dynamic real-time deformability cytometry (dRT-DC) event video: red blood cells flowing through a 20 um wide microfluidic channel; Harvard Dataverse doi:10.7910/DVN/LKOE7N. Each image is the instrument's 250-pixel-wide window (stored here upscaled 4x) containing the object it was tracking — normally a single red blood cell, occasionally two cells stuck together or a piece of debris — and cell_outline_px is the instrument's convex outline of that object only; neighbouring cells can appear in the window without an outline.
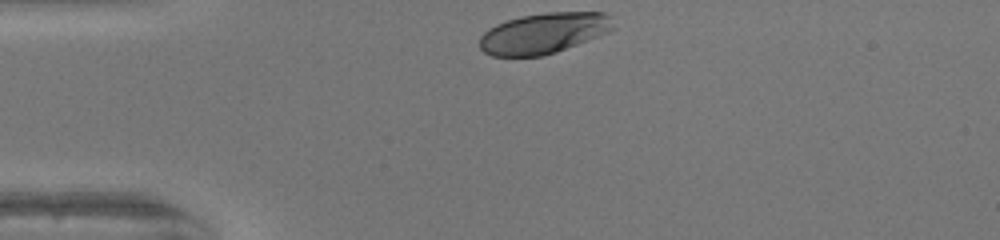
{"species": "human", "species_latin": "Homo sapiens", "temperature_condition": "warm", "stored_images_in_passage": 30, "camera_frame_rate_fps": 3000, "um_per_image_px": 0.085, "donor": {"sex": "female"}, "frame": {"image": 1, "passage_image": 1, "time_ms": 0.0, "image_size_px": [1000, 240], "cell_outline_px": [[612, 28], [608, 32], [588, 40], [556, 52], [544, 56], [492, 56], [484, 52], [480, 48], [480, 36], [488, 28], [496, 24], [520, 16], [548, 12], [604, 12], [608, 16]], "centroid_in_image_um": [46.15, 2.83], "position_along_channel_um": 38.8, "area_um2": 31.44}}
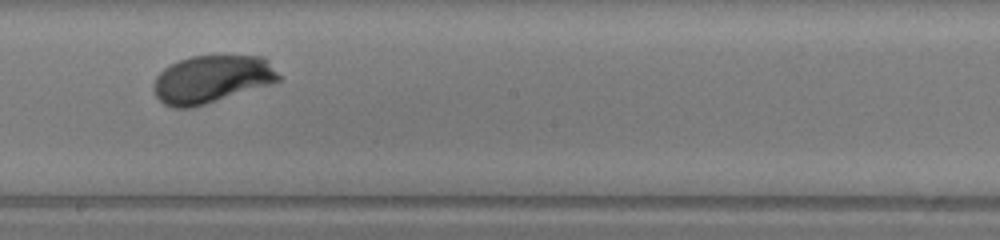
{"frame": {"image": 2, "passage_image": 18, "time_ms": 5.667, "image_size_px": [1000, 240], "cell_outline_px": [[280, 80], [272, 84], [192, 108], [172, 108], [164, 104], [156, 96], [152, 88], [152, 84], [156, 76], [164, 68], [180, 60], [192, 56], [264, 56], [268, 60], [280, 76]], "centroid_in_image_um": [17.98, 6.74], "position_along_channel_um": 230.2, "area_um2": 34.8}}
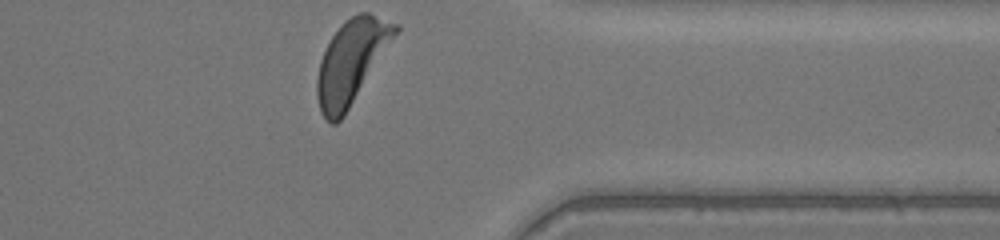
{"frame": {"image": 3, "passage_image": 30, "time_ms": 9.667, "image_size_px": [1000, 240], "cell_outline_px": [[400, 28], [344, 116], [336, 124], [332, 124], [324, 120], [320, 112], [316, 96], [316, 80], [320, 60], [332, 36], [340, 24], [352, 16], [360, 12], [368, 12], [400, 24]], "centroid_in_image_um": [29.84, 5.25], "position_along_channel_um": 381.6, "area_um2": 37.74}, "authors_computed_cell_mechanics": {"area_um2": 34.0442, "velocity_mm_per_s": 4.0141, "shape_relaxation_time_tau1_ms": 1.8584, "shape_relaxation_time_tau2_ms": null, "deformation_change_tau1": 0.1346, "deformation_change_tau2": null}}